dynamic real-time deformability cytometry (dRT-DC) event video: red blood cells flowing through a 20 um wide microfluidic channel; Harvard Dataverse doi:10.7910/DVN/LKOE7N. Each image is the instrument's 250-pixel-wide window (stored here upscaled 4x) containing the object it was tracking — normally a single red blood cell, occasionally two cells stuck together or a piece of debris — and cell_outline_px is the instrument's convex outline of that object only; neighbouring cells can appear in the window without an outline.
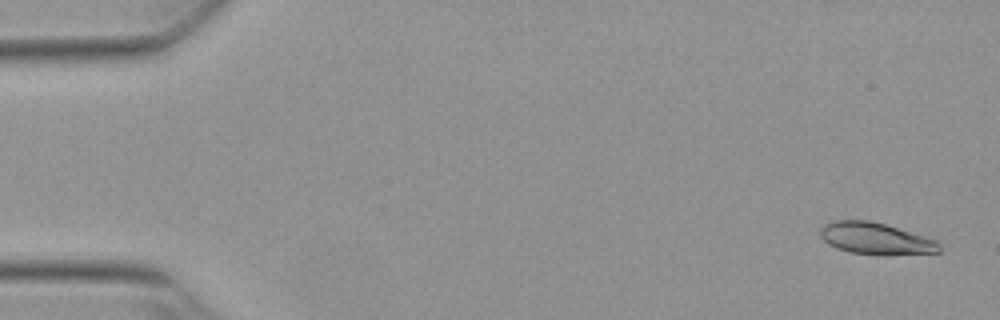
{"species": "Egyptian fruit bat (a non-hibernating species)", "species_latin": "Rousettus aegyptiacus", "temperature_condition": "warm", "stored_images_in_passage": 22, "camera_frame_rate_fps": 3000, "um_per_image_px": 0.085, "animal": {"sex": "female"}, "frame": {"image": 1, "passage_image": 2, "time_ms": 0.333, "image_size_px": [1000, 320], "cell_outline_px": [[940, 252], [852, 252], [836, 248], [828, 244], [820, 236], [820, 228], [824, 224], [832, 220], [868, 220], [884, 224], [924, 236], [936, 240], [940, 244]], "centroid_in_image_um": [74.33, 20.21], "position_along_channel_um": 10.7, "area_um2": 20.87}}
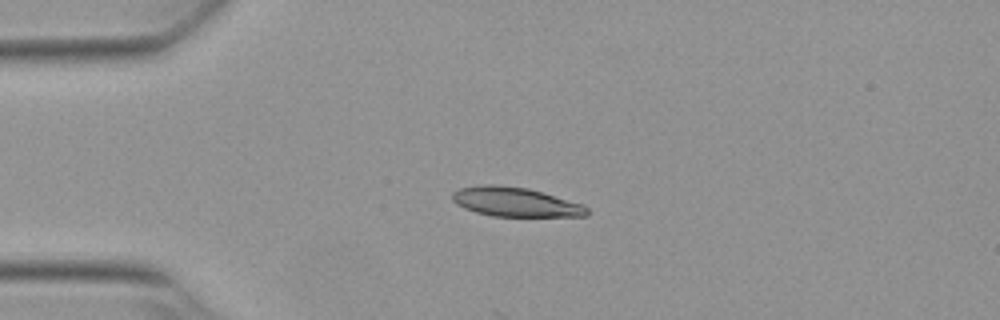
{"frame": {"image": 2, "passage_image": 13, "time_ms": 4.0, "image_size_px": [1000, 320], "cell_outline_px": [[588, 216], [492, 216], [476, 212], [464, 208], [456, 204], [452, 200], [452, 192], [460, 188], [484, 184], [500, 184], [528, 188], [584, 204], [588, 208]], "centroid_in_image_um": [43.8, 17.16], "position_along_channel_um": 41.2, "area_um2": 23.12}}
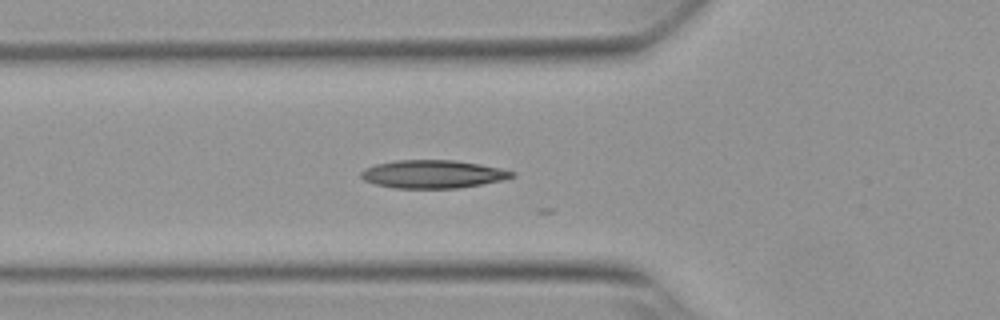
{"frame": {"image": 3, "passage_image": 19, "time_ms": 6.0, "image_size_px": [1000, 320], "cell_outline_px": [[516, 176], [504, 180], [460, 188], [392, 188], [376, 184], [364, 180], [360, 176], [360, 172], [364, 168], [376, 164], [396, 160], [452, 160], [480, 164], [500, 168], [516, 172]], "centroid_in_image_um": [36.8, 14.8], "position_along_channel_um": 89.0, "area_um2": 24.85}}